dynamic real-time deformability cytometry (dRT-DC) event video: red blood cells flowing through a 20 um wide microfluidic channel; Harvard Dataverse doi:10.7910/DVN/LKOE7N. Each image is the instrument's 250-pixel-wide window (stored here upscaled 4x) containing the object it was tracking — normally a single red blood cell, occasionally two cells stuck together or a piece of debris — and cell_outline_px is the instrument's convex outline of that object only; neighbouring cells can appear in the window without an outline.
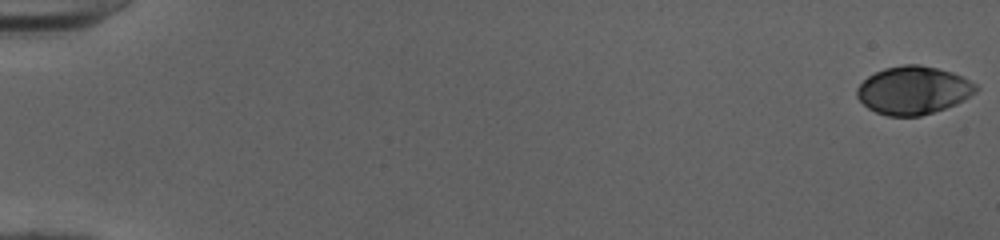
{"species": "human", "species_latin": "Homo sapiens", "temperature_condition": "cold", "stored_images_in_passage": 53, "camera_frame_rate_fps": 3000, "um_per_image_px": 0.085, "donor": {"sex": "female"}, "frame": {"image": 1, "passage_image": 1, "time_ms": 0.0, "image_size_px": [1000, 240], "cell_outline_px": [[980, 88], [976, 92], [964, 100], [956, 104], [920, 116], [888, 116], [876, 112], [868, 108], [856, 96], [856, 88], [868, 76], [884, 68], [904, 64], [920, 64], [952, 72], [976, 84]], "centroid_in_image_um": [77.63, 7.67], "position_along_channel_um": 7.4, "area_um2": 33.23}}
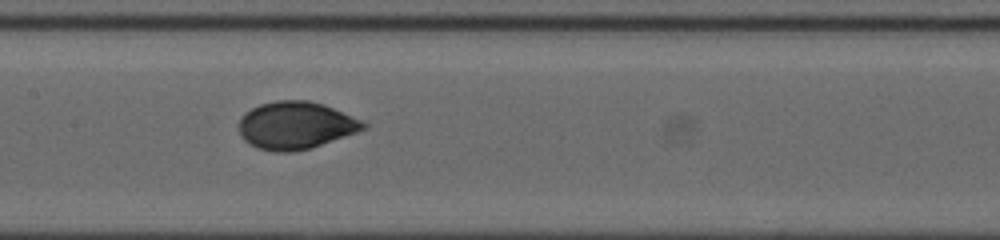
{"frame": {"image": 2, "passage_image": 28, "time_ms": 9.0, "image_size_px": [1000, 240], "cell_outline_px": [[368, 128], [308, 148], [292, 152], [276, 152], [256, 148], [244, 140], [240, 136], [240, 120], [244, 112], [260, 104], [276, 100], [308, 100], [324, 104], [360, 120], [368, 124]], "centroid_in_image_um": [25.1, 10.65], "position_along_channel_um": 182.3, "area_um2": 34.16}}
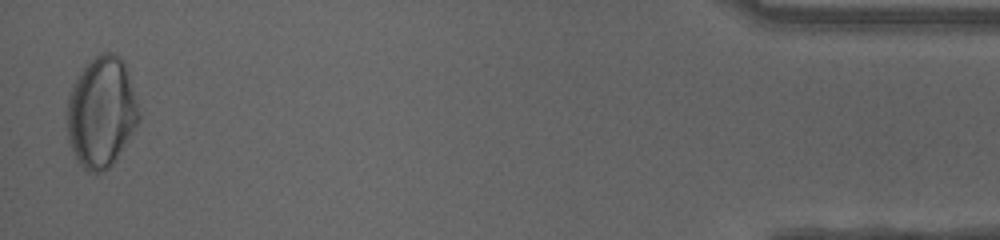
{"frame": {"image": 3, "passage_image": 52, "time_ms": 17.0, "image_size_px": [1000, 240], "cell_outline_px": [[140, 120], [116, 160], [108, 168], [100, 172], [88, 172], [80, 164], [68, 144], [68, 92], [72, 84], [80, 72], [100, 52], [112, 52], [120, 56], [128, 68], [140, 112]], "centroid_in_image_um": [8.64, 9.52], "position_along_channel_um": 426.6, "area_um2": 46.53}, "authors_computed_cell_mechanics": {"area_um2": 33.8708, "velocity_mm_per_s": 4.018, "shape_relaxation_time_tau1_ms": 5.0748, "shape_relaxation_time_tau2_ms": null, "deformation_change_tau1": 0.1775, "deformation_change_tau2": null}}